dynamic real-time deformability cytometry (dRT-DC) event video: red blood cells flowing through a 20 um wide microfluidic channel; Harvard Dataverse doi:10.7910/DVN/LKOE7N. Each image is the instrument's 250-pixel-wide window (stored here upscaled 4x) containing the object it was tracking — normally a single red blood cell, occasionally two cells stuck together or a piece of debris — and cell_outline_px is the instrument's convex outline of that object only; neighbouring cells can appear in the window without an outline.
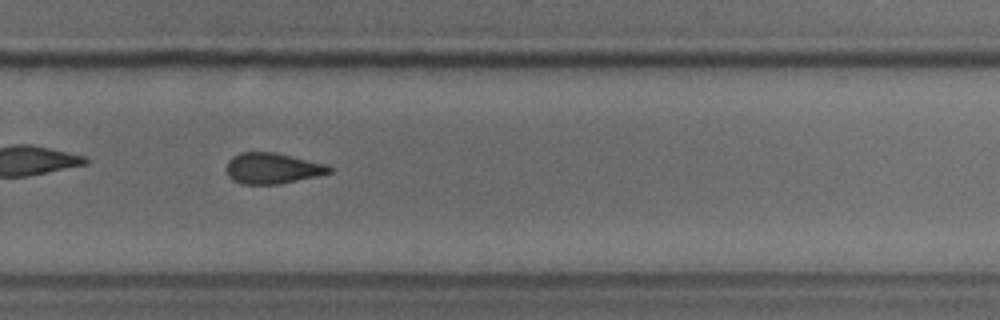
{"species": "common noctule bat (a hibernating species)", "species_latin": "Nyctalus noctula", "temperature_condition": "cold", "stored_images_in_passage": 26, "camera_frame_rate_fps": 3000, "um_per_image_px": 0.085, "animal": {"sex": "male", "body_mass_g": 18.8}, "frame": {"image": 1, "passage_image": 19, "time_ms": 6.0, "image_size_px": [1000, 320], "cell_outline_px": [[332, 172], [316, 176], [280, 184], [240, 184], [232, 180], [228, 176], [224, 168], [228, 160], [232, 156], [240, 152], [276, 152], [328, 164], [332, 168]], "centroid_in_image_um": [23.12, 14.3], "position_along_channel_um": 306.7, "area_um2": 18.84}}
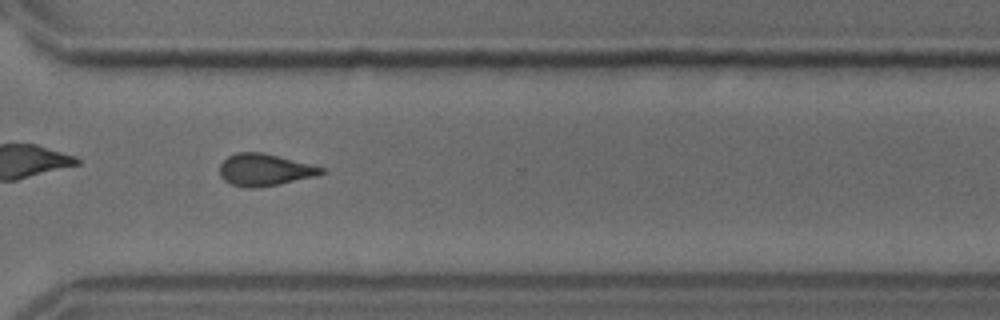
{"frame": {"image": 2, "passage_image": 22, "time_ms": 7.0, "image_size_px": [1000, 320], "cell_outline_px": [[324, 172], [316, 176], [280, 184], [256, 188], [244, 188], [232, 184], [224, 180], [220, 176], [220, 164], [228, 156], [236, 152], [264, 152], [324, 168]], "centroid_in_image_um": [22.46, 14.44], "position_along_channel_um": 348.1, "area_um2": 18.96}}